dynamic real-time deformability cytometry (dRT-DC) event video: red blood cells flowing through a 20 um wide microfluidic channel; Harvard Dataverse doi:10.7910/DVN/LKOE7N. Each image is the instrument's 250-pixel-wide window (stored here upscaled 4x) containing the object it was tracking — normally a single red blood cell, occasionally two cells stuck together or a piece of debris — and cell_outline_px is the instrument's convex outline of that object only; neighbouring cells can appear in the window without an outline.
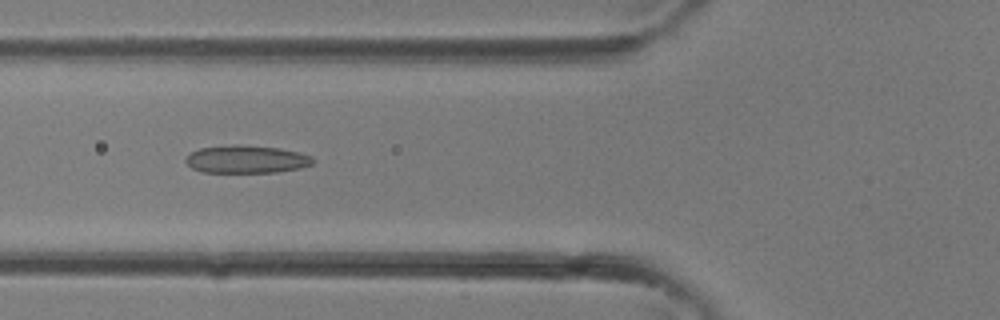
{"species": "common noctule bat (a hibernating species)", "species_latin": "Nyctalus noctula", "temperature_condition": "room temperature", "stored_images_in_passage": 20, "camera_frame_rate_fps": 3000, "um_per_image_px": 0.085, "animal": {"sex": "female"}, "frame": {"image": 1, "passage_image": 14, "time_ms": 4.333, "image_size_px": [1000, 320], "cell_outline_px": [[312, 164], [300, 168], [276, 172], [200, 172], [192, 168], [184, 160], [192, 152], [200, 148], [236, 144], [276, 148], [296, 152], [312, 156]], "centroid_in_image_um": [20.91, 13.54], "position_along_channel_um": 104.9, "area_um2": 20.29}}
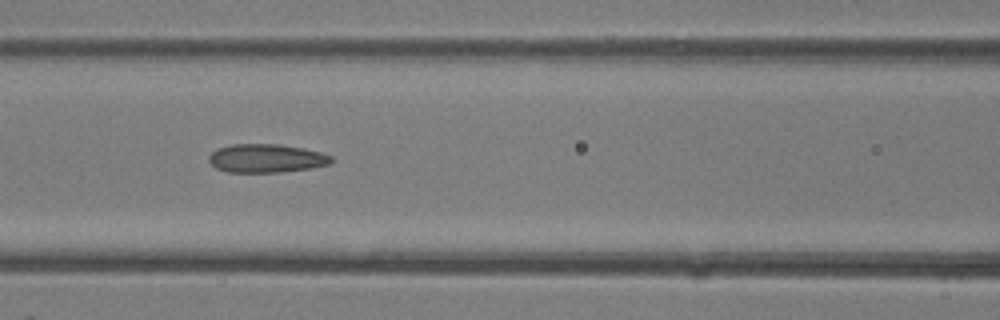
{"frame": {"image": 2, "passage_image": 16, "time_ms": 5.0, "image_size_px": [1000, 320], "cell_outline_px": [[332, 164], [312, 168], [280, 172], [228, 172], [216, 168], [208, 160], [208, 156], [216, 148], [232, 144], [280, 144], [304, 148], [320, 152], [332, 156]], "centroid_in_image_um": [22.64, 13.45], "position_along_channel_um": 144.0, "area_um2": 20.52}}
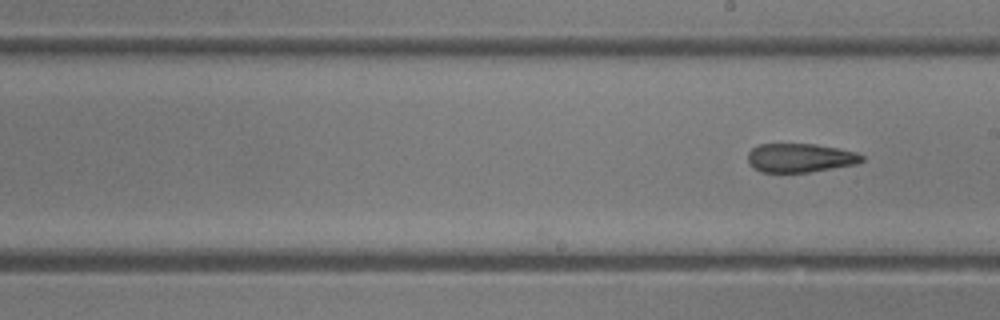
{"frame": {"image": 3, "passage_image": 20, "time_ms": 6.333, "image_size_px": [1000, 320], "cell_outline_px": [[864, 160], [856, 164], [808, 172], [760, 172], [752, 168], [748, 164], [748, 152], [752, 148], [760, 144], [816, 144], [856, 152], [864, 156]], "centroid_in_image_um": [67.97, 13.42], "position_along_channel_um": 221.0, "area_um2": 19.19}}